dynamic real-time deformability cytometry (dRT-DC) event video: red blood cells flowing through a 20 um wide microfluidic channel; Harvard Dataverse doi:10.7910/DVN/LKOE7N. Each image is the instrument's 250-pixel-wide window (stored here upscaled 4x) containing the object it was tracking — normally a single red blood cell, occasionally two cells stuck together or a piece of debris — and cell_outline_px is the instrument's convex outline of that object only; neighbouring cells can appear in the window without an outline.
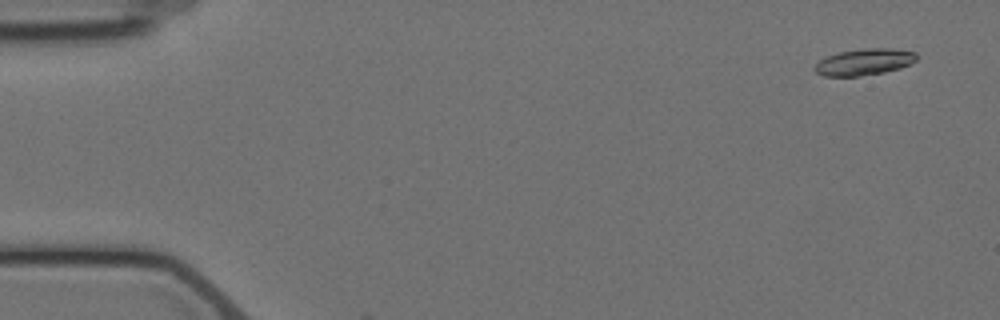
{"species": "Egyptian fruit bat (a non-hibernating species)", "species_latin": "Rousettus aegyptiacus", "temperature_condition": "cold", "stored_images_in_passage": 5, "camera_frame_rate_fps": 3000, "um_per_image_px": 0.085, "animal": {"sex": "female"}, "frame": {"image": 1, "passage_image": 1, "time_ms": 0.0, "image_size_px": [1000, 320], "cell_outline_px": [[916, 60], [900, 68], [884, 72], [860, 76], [824, 76], [816, 72], [812, 68], [824, 56], [840, 52], [864, 48], [892, 48], [916, 52]], "centroid_in_image_um": [73.43, 5.26], "position_along_channel_um": 11.6, "area_um2": 15.72}}
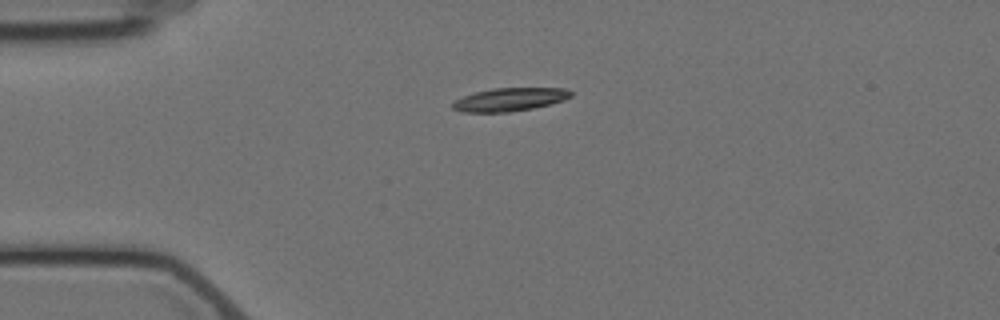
{"frame": {"image": 2, "passage_image": 4, "time_ms": 3.667, "image_size_px": [1000, 320], "cell_outline_px": [[572, 96], [564, 100], [532, 108], [508, 112], [464, 112], [452, 108], [452, 104], [456, 100], [464, 96], [476, 92], [492, 88], [568, 88], [572, 92]], "centroid_in_image_um": [43.35, 8.45], "position_along_channel_um": 41.7, "area_um2": 15.84}}